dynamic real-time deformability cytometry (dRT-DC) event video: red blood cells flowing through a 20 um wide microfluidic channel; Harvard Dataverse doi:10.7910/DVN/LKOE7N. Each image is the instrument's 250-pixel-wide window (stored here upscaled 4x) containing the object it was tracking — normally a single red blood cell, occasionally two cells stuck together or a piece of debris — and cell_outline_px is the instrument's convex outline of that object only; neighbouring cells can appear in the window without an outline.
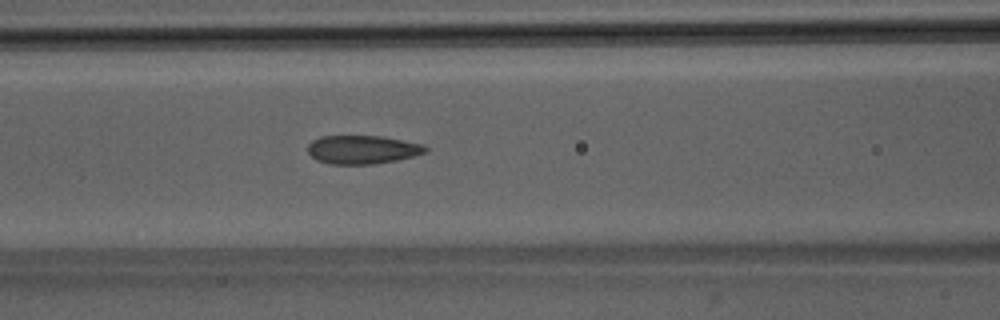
{"species": "Egyptian fruit bat (a non-hibernating species)", "species_latin": "Rousettus aegyptiacus", "temperature_condition": "room temperature", "stored_images_in_passage": 51, "camera_frame_rate_fps": 3000, "um_per_image_px": 0.085, "animal": {"sex": "male"}, "frame": {"image": 1, "passage_image": 22, "time_ms": 7.0, "image_size_px": [1000, 320], "cell_outline_px": [[428, 152], [396, 160], [372, 164], [332, 164], [316, 160], [308, 152], [308, 144], [312, 140], [320, 136], [384, 136], [424, 144], [428, 148]], "centroid_in_image_um": [30.82, 12.7], "position_along_channel_um": 135.8, "area_um2": 19.65}}
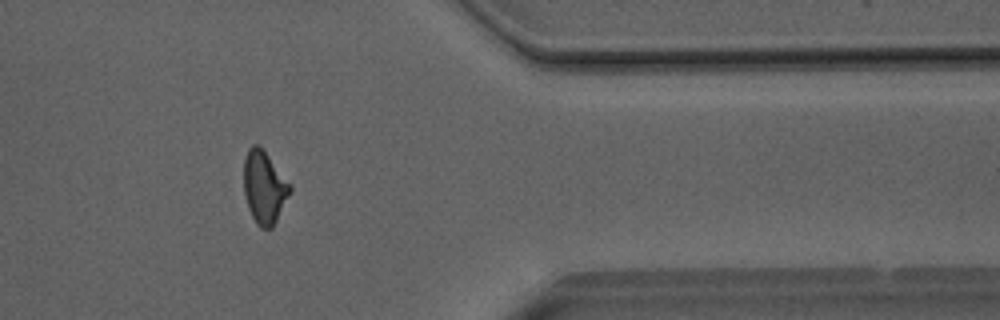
{"frame": {"image": 2, "passage_image": 42, "time_ms": 13.667, "image_size_px": [1000, 320], "cell_outline_px": [[292, 188], [272, 228], [260, 228], [256, 224], [248, 208], [244, 192], [244, 160], [248, 148], [252, 144], [260, 144], [264, 148], [292, 184]], "centroid_in_image_um": [22.47, 15.85], "position_along_channel_um": 388.9, "area_um2": 19.83}}
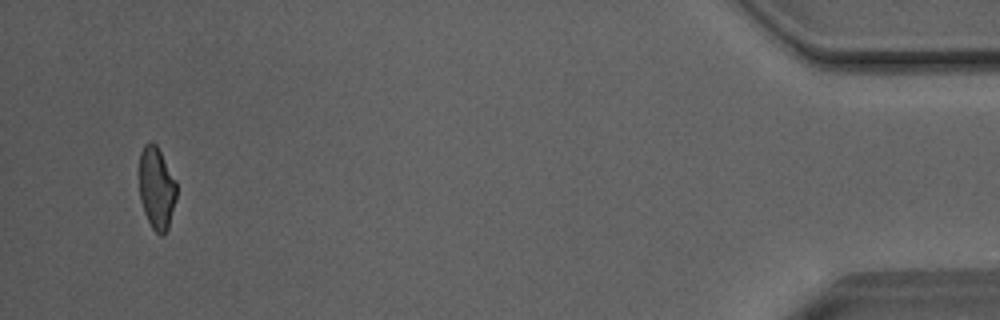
{"frame": {"image": 3, "passage_image": 49, "time_ms": 16.0, "image_size_px": [1000, 320], "cell_outline_px": [[176, 200], [168, 228], [164, 236], [160, 236], [152, 228], [144, 212], [140, 200], [140, 152], [144, 144], [152, 140], [156, 144], [176, 180]], "centroid_in_image_um": [13.32, 15.99], "position_along_channel_um": 421.9, "area_um2": 17.98}, "authors_computed_cell_mechanics": {"area_um2": 19.941, "velocity_mm_per_s": 4.0736, "shape_relaxation_time_tau1_ms": 8.0439, "shape_relaxation_time_tau2_ms": 1.7959, "deformation_change_tau1": 0.1605, "deformation_change_tau2": 0.0783}}